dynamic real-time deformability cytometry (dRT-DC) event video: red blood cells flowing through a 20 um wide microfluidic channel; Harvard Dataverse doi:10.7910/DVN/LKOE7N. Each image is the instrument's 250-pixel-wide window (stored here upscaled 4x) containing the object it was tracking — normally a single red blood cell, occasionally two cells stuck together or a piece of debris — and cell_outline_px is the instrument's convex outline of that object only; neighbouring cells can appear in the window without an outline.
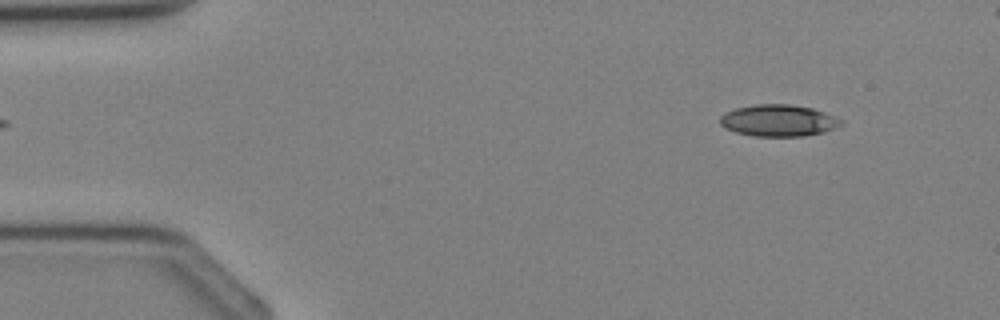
{"species": "Egyptian fruit bat (a non-hibernating species)", "species_latin": "Rousettus aegyptiacus", "temperature_condition": "cold", "stored_images_in_passage": 3, "camera_frame_rate_fps": 3000, "um_per_image_px": 0.085, "animal": {"sex": "female"}, "frame": {"image": 1, "passage_image": 3, "time_ms": 2.333, "image_size_px": [1000, 320], "cell_outline_px": [[844, 124], [824, 132], [804, 136], [756, 136], [736, 132], [720, 124], [720, 116], [736, 108], [756, 104], [788, 104], [812, 108], [824, 112], [844, 120]], "centroid_in_image_um": [66.22, 10.24], "position_along_channel_um": 18.8, "area_um2": 22.2}}